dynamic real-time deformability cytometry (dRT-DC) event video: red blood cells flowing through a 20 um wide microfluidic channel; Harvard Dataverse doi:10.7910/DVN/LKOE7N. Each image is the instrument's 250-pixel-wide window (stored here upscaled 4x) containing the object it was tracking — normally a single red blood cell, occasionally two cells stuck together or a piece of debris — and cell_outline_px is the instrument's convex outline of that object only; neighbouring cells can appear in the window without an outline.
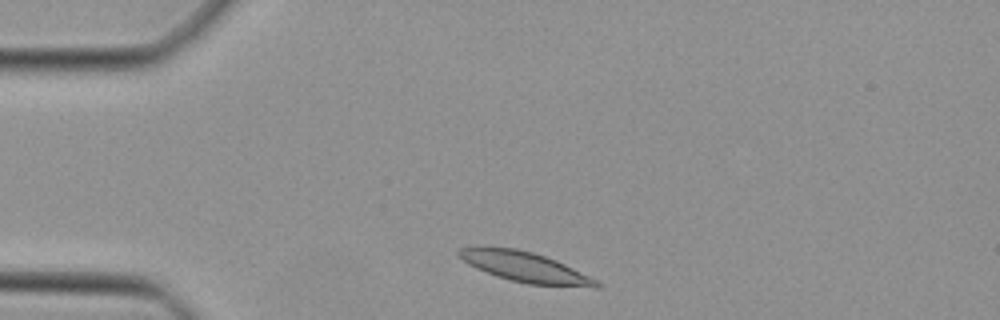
{"species": "Egyptian fruit bat (a non-hibernating species)", "species_latin": "Rousettus aegyptiacus", "temperature_condition": "cold", "stored_images_in_passage": 38, "camera_frame_rate_fps": 3000, "um_per_image_px": 0.085, "animal": {"sex": "female"}, "frame": {"image": 1, "passage_image": 2, "time_ms": 0.333, "image_size_px": [1000, 320], "cell_outline_px": [[604, 288], [592, 288], [528, 284], [496, 276], [476, 268], [468, 264], [456, 252], [460, 248], [516, 248], [532, 252], [556, 260], [604, 284]], "centroid_in_image_um": [44.73, 22.74], "position_along_channel_um": 40.3, "area_um2": 23.81}}
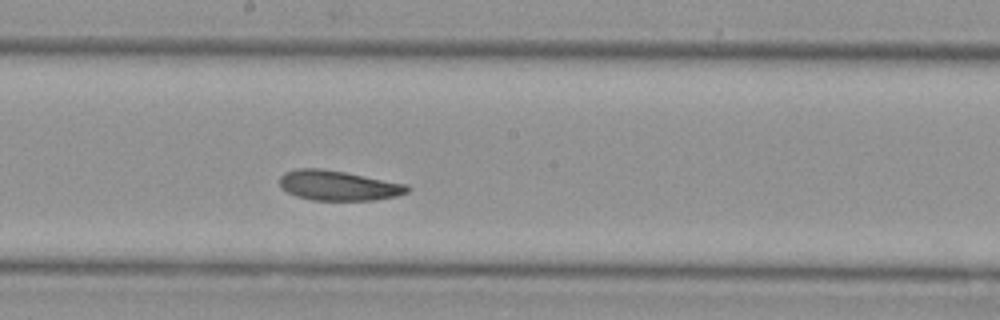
{"frame": {"image": 2, "passage_image": 17, "time_ms": 5.333, "image_size_px": [1000, 320], "cell_outline_px": [[412, 188], [408, 192], [396, 196], [376, 200], [312, 200], [296, 196], [280, 188], [280, 176], [284, 172], [296, 168], [320, 168], [344, 172], [408, 184]], "centroid_in_image_um": [28.76, 15.77], "position_along_channel_um": 219.4, "area_um2": 22.43}}
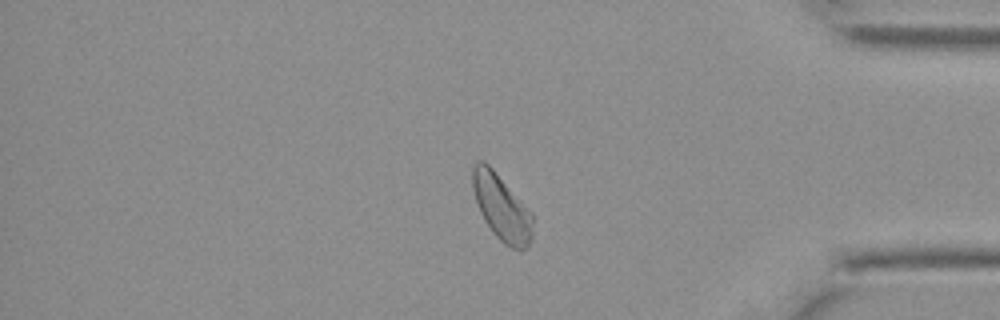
{"frame": {"image": 3, "passage_image": 31, "time_ms": 10.0, "image_size_px": [1000, 320], "cell_outline_px": [[532, 240], [528, 248], [520, 252], [504, 244], [492, 232], [484, 220], [480, 212], [472, 188], [472, 168], [476, 160], [484, 160], [492, 168], [532, 212]], "centroid_in_image_um": [42.64, 17.66], "position_along_channel_um": 392.6, "area_um2": 23.29}}